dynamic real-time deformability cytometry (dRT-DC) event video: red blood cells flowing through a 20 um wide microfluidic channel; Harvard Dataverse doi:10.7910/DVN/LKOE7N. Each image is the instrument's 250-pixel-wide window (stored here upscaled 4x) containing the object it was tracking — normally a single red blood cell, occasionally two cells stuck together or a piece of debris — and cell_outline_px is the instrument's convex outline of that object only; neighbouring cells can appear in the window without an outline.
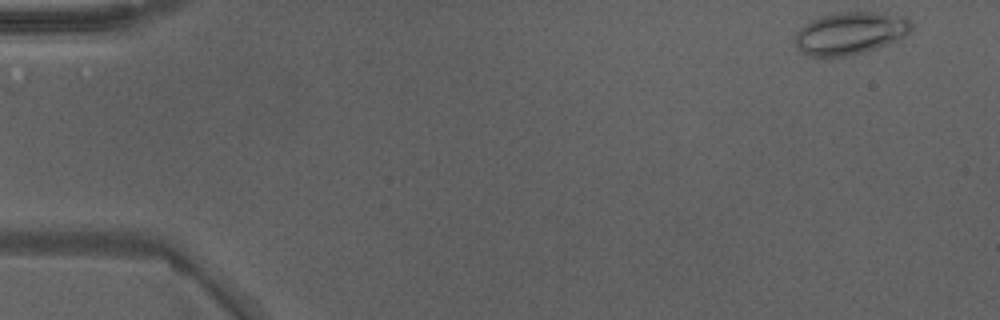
{"species": "Egyptian fruit bat (a non-hibernating species)", "species_latin": "Rousettus aegyptiacus", "temperature_condition": "warm", "stored_images_in_passage": 13, "camera_frame_rate_fps": 3000, "um_per_image_px": 0.085, "animal": {"sex": "male"}, "frame": {"image": 1, "passage_image": 1, "time_ms": 0.0, "image_size_px": [1000, 320], "cell_outline_px": [[912, 28], [904, 36], [896, 40], [852, 56], [812, 56], [804, 52], [796, 44], [796, 32], [800, 28], [812, 20], [820, 16], [836, 12], [876, 12], [908, 16], [912, 24]], "centroid_in_image_um": [72.31, 2.79], "position_along_channel_um": 12.7, "area_um2": 28.5}}